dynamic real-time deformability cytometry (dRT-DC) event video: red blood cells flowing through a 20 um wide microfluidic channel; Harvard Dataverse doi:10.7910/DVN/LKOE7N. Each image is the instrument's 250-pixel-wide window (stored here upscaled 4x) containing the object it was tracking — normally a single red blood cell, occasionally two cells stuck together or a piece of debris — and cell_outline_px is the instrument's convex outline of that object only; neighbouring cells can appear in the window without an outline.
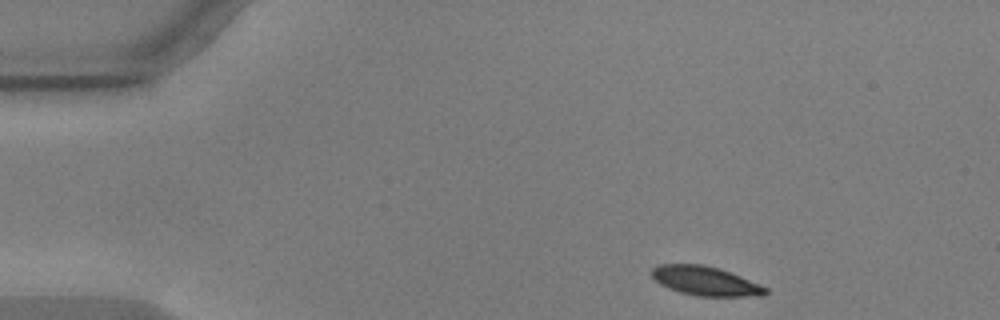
{"species": "common noctule bat (a hibernating species)", "species_latin": "Nyctalus noctula", "temperature_condition": "warm", "stored_images_in_passage": 7, "camera_frame_rate_fps": 3000, "um_per_image_px": 0.085, "animal": {"sex": "male", "body_mass_g": 17.9, "forearm_length_mm": 54.2}, "frame": {"image": 1, "passage_image": 1, "time_ms": 0.0, "image_size_px": [1000, 320], "cell_outline_px": [[768, 292], [764, 296], [696, 296], [680, 292], [668, 288], [660, 284], [652, 276], [652, 268], [660, 264], [704, 264], [740, 276], [760, 284], [768, 288]], "centroid_in_image_um": [59.97, 23.89], "position_along_channel_um": 25.0, "area_um2": 19.25}}